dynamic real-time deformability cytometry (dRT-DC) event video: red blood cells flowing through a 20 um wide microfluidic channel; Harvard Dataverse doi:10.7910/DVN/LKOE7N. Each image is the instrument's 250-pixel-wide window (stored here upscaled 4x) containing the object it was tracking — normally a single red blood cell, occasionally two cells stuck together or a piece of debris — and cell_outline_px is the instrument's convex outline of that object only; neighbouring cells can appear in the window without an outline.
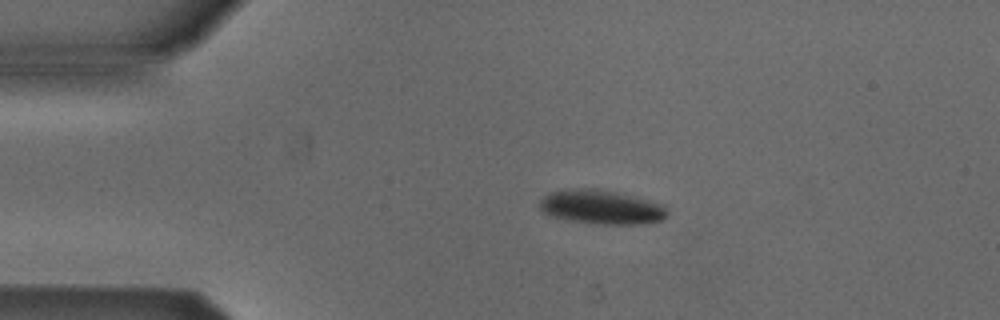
{"species": "Egyptian fruit bat (a non-hibernating species)", "species_latin": "Rousettus aegyptiacus", "temperature_condition": "cold", "stored_images_in_passage": 12, "camera_frame_rate_fps": 3000, "um_per_image_px": 0.085, "animal": {"sex": "male"}, "frame": {"image": 1, "passage_image": 10, "time_ms": 3.0, "image_size_px": [1000, 320], "cell_outline_px": [[668, 216], [664, 220], [648, 224], [596, 224], [568, 220], [552, 216], [540, 212], [540, 200], [544, 196], [552, 192], [588, 188], [628, 196], [664, 204], [668, 212]], "centroid_in_image_um": [51.14, 17.65], "position_along_channel_um": 33.9, "area_um2": 24.91}}